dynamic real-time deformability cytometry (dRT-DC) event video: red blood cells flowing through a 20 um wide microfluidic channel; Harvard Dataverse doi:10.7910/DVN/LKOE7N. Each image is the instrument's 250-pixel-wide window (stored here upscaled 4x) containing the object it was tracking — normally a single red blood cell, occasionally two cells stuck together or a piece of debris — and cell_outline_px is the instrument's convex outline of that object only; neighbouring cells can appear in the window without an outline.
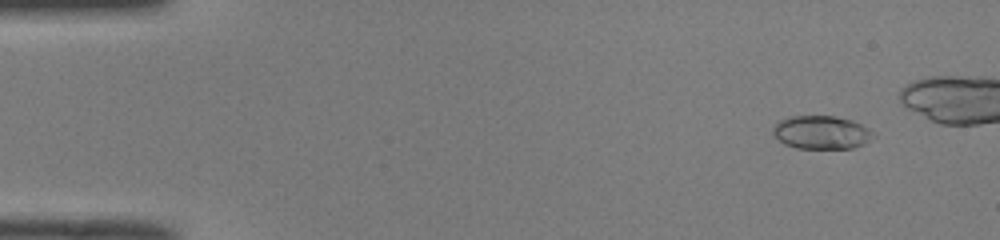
{"species": "common noctule bat (a hibernating species)", "species_latin": "Nyctalus noctula", "temperature_condition": "room temperature", "stored_images_in_passage": 43, "camera_frame_rate_fps": 3000, "um_per_image_px": 0.085, "animal": {"sex": "male", "body_mass_g": 19.0, "forearm_length_mm": 50.8}, "frame": {"image": 1, "passage_image": 5, "time_ms": 1.333, "image_size_px": [1000, 240], "cell_outline_px": [[876, 136], [864, 144], [852, 148], [796, 148], [784, 144], [772, 132], [772, 128], [780, 120], [792, 116], [836, 116], [852, 120], [868, 128]], "centroid_in_image_um": [69.84, 11.25], "position_along_channel_um": 15.2, "area_um2": 19.42}}
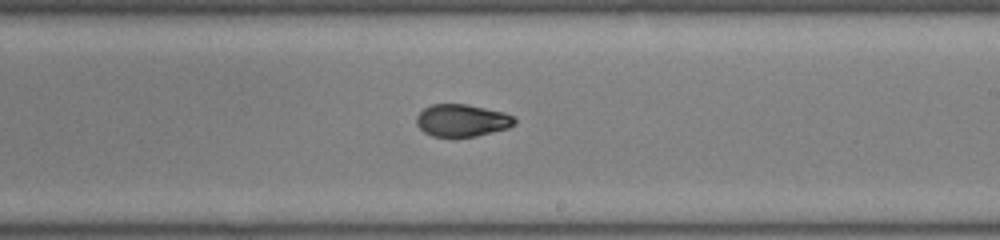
{"frame": {"image": 2, "passage_image": 31, "time_ms": 10.0, "image_size_px": [1000, 240], "cell_outline_px": [[516, 124], [508, 128], [476, 136], [432, 136], [424, 132], [416, 124], [416, 116], [424, 108], [432, 104], [464, 104], [504, 112], [516, 116]], "centroid_in_image_um": [39.29, 10.23], "position_along_channel_um": 249.7, "area_um2": 18.44}}
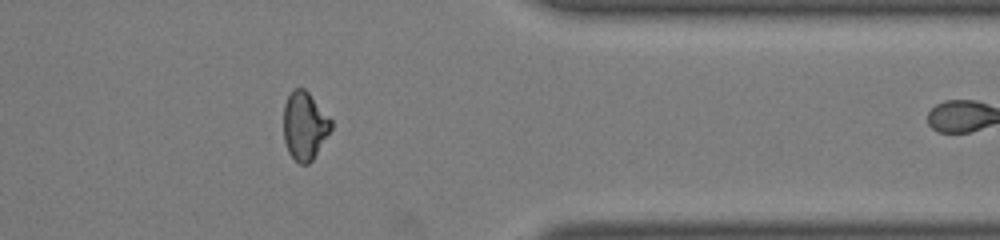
{"frame": {"image": 3, "passage_image": 42, "time_ms": 13.667, "image_size_px": [1000, 240], "cell_outline_px": [[332, 128], [312, 160], [308, 164], [300, 164], [288, 152], [284, 140], [284, 104], [288, 96], [296, 88], [304, 88], [308, 92], [332, 120]], "centroid_in_image_um": [25.89, 10.69], "position_along_channel_um": 385.5, "area_um2": 18.61}}